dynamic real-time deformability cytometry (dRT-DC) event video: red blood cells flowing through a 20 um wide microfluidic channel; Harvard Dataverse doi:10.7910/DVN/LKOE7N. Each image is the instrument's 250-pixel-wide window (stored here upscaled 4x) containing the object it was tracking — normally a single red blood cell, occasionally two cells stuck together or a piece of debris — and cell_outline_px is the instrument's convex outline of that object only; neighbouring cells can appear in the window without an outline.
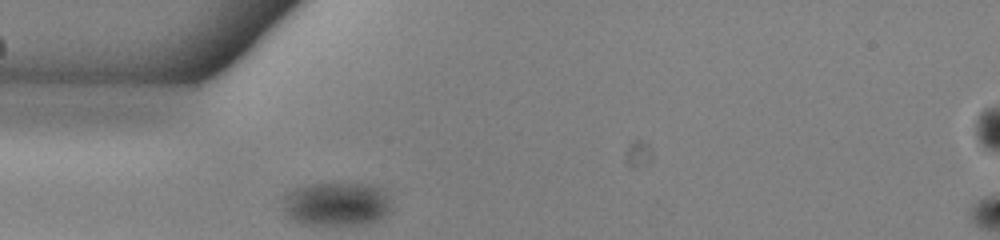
{"species": "common noctule bat (a hibernating species)", "species_latin": "Nyctalus noctula", "temperature_condition": "warm", "stored_images_in_passage": 39, "camera_frame_rate_fps": 3000, "um_per_image_px": 0.085, "animal": {"sex": "male", "body_mass_g": 13.0, "forearm_length_mm": 53.1}, "frame": {"image": 1, "passage_image": 1, "time_ms": 0.0, "image_size_px": [1000, 240], "cell_outline_px": [[392, 212], [380, 220], [368, 224], [300, 224], [284, 216], [284, 196], [288, 192], [296, 188], [312, 184], [368, 184], [380, 188], [388, 196]], "centroid_in_image_um": [28.62, 17.37], "position_along_channel_um": 56.4, "area_um2": 27.8}}
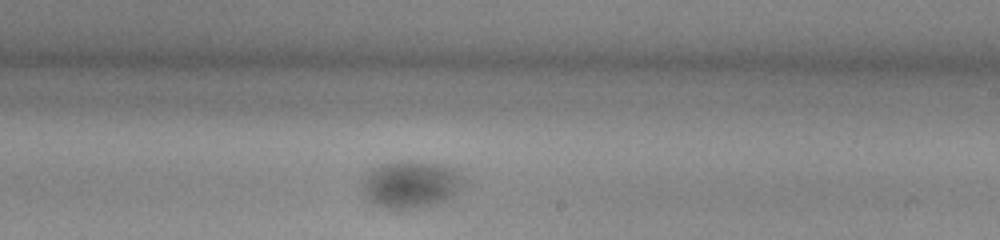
{"frame": {"image": 2, "passage_image": 17, "time_ms": 5.333, "image_size_px": [1000, 240], "cell_outline_px": [[460, 184], [452, 196], [440, 204], [404, 208], [384, 208], [372, 204], [368, 200], [360, 184], [364, 176], [368, 172], [380, 164], [432, 164], [456, 172], [460, 180]], "centroid_in_image_um": [34.78, 15.75], "position_along_channel_um": 254.2, "area_um2": 26.13}}
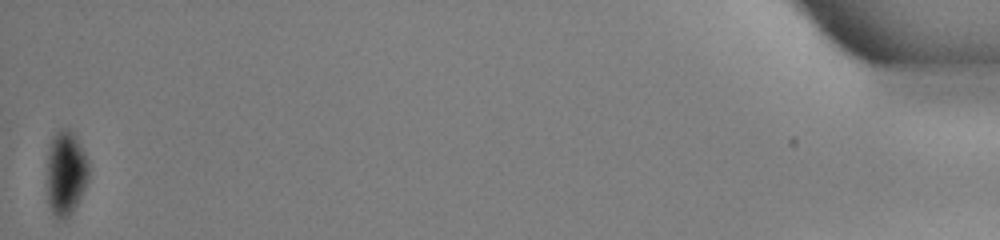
{"frame": {"image": 3, "passage_image": 39, "time_ms": 12.667, "image_size_px": [1000, 240], "cell_outline_px": [[88, 180], [72, 212], [64, 220], [56, 220], [48, 204], [48, 148], [52, 136], [56, 132], [64, 128], [68, 128], [76, 136], [88, 160]], "centroid_in_image_um": [5.58, 14.71], "position_along_channel_um": 429.6, "area_um2": 20.46}}